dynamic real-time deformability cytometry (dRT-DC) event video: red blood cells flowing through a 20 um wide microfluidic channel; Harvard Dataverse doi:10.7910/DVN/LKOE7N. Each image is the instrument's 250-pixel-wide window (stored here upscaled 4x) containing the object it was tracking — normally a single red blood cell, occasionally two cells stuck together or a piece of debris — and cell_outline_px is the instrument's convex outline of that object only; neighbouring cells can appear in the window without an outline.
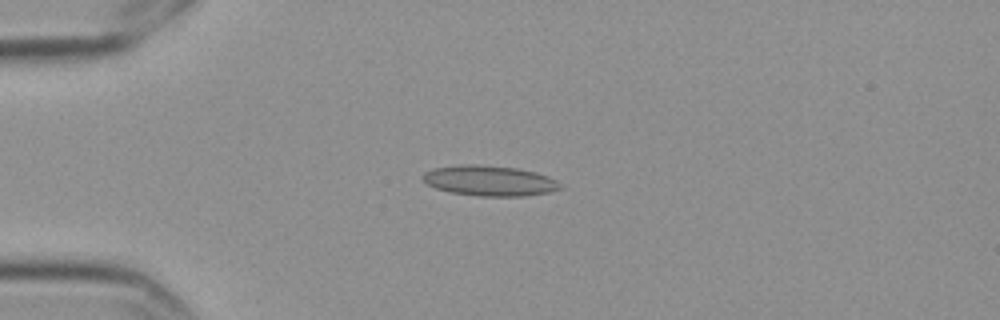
{"species": "Egyptian fruit bat (a non-hibernating species)", "species_latin": "Rousettus aegyptiacus", "temperature_condition": "cold", "stored_images_in_passage": 12, "camera_frame_rate_fps": 3000, "um_per_image_px": 0.085, "frame": {"image": 1, "passage_image": 3, "time_ms": 0.667, "image_size_px": [1000, 320], "cell_outline_px": [[564, 188], [548, 192], [524, 196], [476, 196], [452, 192], [436, 188], [428, 184], [420, 176], [424, 172], [436, 168], [456, 164], [480, 164], [516, 168], [536, 172], [548, 176], [556, 180]], "centroid_in_image_um": [41.61, 15.35], "position_along_channel_um": 43.4, "area_um2": 24.39}}
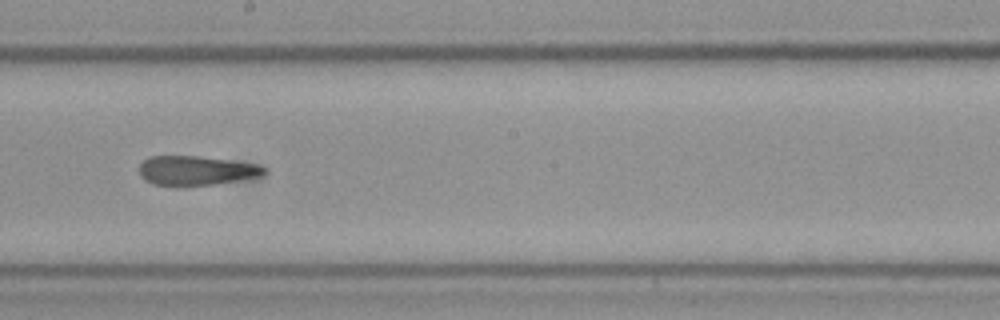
{"frame": {"image": 2, "passage_image": 8, "time_ms": 2.333, "image_size_px": [1000, 320], "cell_outline_px": [[268, 168], [264, 172], [256, 176], [236, 180], [212, 184], [152, 184], [144, 180], [140, 176], [140, 164], [148, 156], [200, 156], [256, 164]], "centroid_in_image_um": [16.62, 14.46], "position_along_channel_um": 231.6, "area_um2": 20.69}}
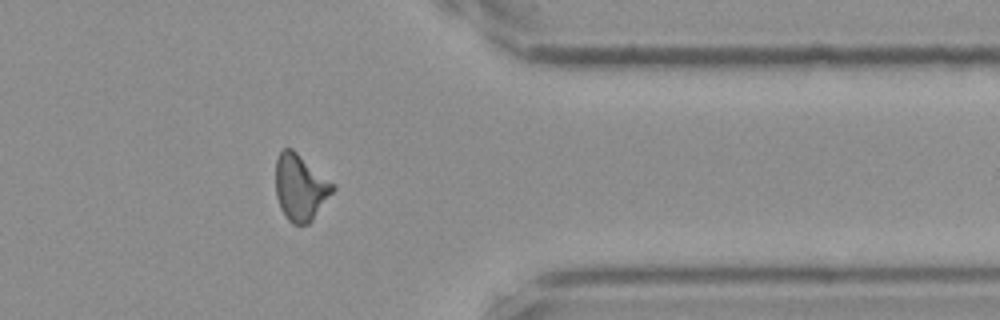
{"frame": {"image": 3, "passage_image": 12, "time_ms": 3.667, "image_size_px": [1000, 320], "cell_outline_px": [[336, 188], [312, 220], [308, 224], [292, 224], [288, 220], [280, 208], [276, 196], [276, 160], [280, 152], [284, 148], [292, 148], [336, 184]], "centroid_in_image_um": [25.54, 15.92], "position_along_channel_um": 385.9, "area_um2": 22.14}}